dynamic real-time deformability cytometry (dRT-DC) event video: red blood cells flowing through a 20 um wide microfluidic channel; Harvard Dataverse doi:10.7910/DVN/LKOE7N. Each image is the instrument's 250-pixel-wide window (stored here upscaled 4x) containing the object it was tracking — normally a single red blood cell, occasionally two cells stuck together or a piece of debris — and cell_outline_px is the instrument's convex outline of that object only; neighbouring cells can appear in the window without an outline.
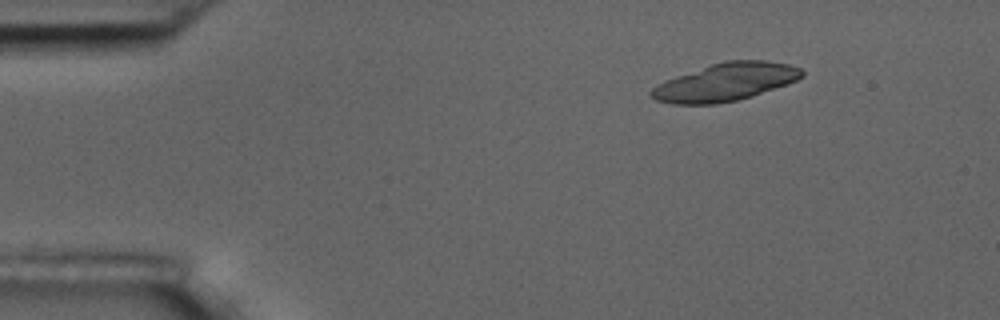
{"species": "common noctule bat (a hibernating species)", "species_latin": "Nyctalus noctula", "temperature_condition": "room temperature", "stored_images_in_passage": 4, "camera_frame_rate_fps": 3000, "um_per_image_px": 0.085, "animal": {"sex": "male", "body_mass_g": 17.5, "forearm_length_mm": 52.3}, "frame": {"image": 1, "passage_image": 1, "time_ms": 0.0, "image_size_px": [1000, 320], "cell_outline_px": [[804, 76], [788, 84], [752, 96], [736, 100], [716, 104], [672, 104], [656, 100], [648, 96], [648, 92], [656, 84], [664, 80], [724, 60], [768, 60], [788, 64], [800, 68], [804, 72]], "centroid_in_image_um": [61.64, 6.98], "position_along_channel_um": 23.4, "area_um2": 33.29}}